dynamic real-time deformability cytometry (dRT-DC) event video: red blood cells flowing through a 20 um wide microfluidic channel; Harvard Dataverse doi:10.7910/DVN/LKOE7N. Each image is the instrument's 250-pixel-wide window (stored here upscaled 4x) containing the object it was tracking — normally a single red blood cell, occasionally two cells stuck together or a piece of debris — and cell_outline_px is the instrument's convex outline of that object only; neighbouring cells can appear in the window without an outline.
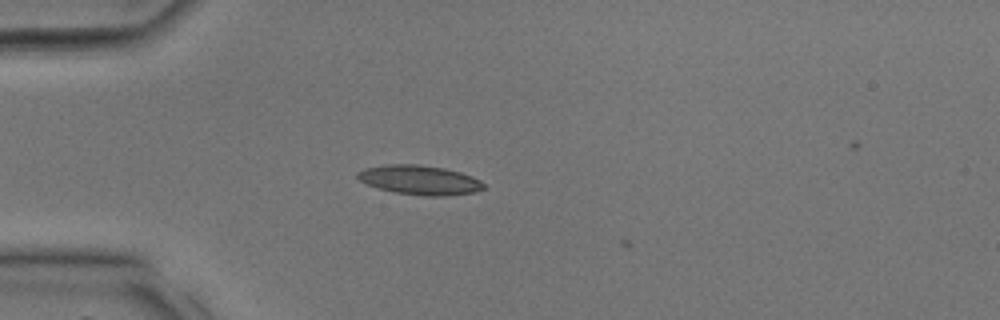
{"species": "common noctule bat (a hibernating species)", "species_latin": "Nyctalus noctula", "temperature_condition": "room temperature", "stored_images_in_passage": 3, "camera_frame_rate_fps": 3000, "um_per_image_px": 0.085, "animal": {"sex": "male", "body_mass_g": 17.9, "forearm_length_mm": 54.2}, "frame": {"image": 1, "passage_image": 2, "time_ms": 0.333, "image_size_px": [1000, 320], "cell_outline_px": [[484, 188], [476, 192], [448, 196], [424, 196], [396, 192], [380, 188], [368, 184], [360, 180], [356, 176], [356, 172], [364, 168], [388, 164], [420, 164], [444, 168], [460, 172], [472, 176], [480, 180], [484, 184]], "centroid_in_image_um": [35.69, 15.29], "position_along_channel_um": 49.3, "area_um2": 21.62}}